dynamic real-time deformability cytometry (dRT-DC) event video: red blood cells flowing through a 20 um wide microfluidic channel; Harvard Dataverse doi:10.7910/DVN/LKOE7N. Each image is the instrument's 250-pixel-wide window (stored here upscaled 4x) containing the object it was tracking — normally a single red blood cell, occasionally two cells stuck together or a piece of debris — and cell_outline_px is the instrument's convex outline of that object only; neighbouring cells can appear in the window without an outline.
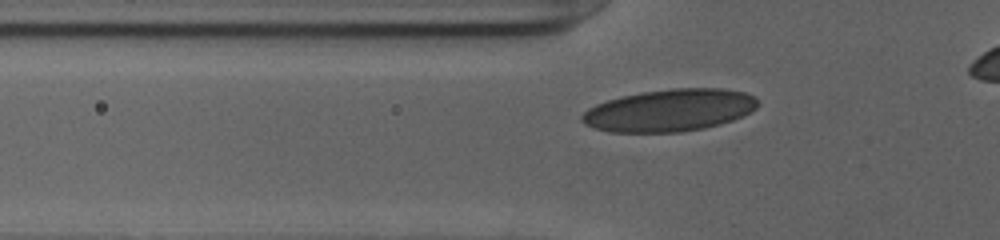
{"species": "human", "species_latin": "Homo sapiens", "temperature_condition": "cold", "stored_images_in_passage": 32, "camera_frame_rate_fps": 3000, "um_per_image_px": 0.085, "donor": {"sex": "female"}, "frame": {"image": 1, "passage_image": 2, "time_ms": 0.333, "image_size_px": [1000, 240], "cell_outline_px": [[760, 104], [756, 108], [744, 116], [720, 124], [704, 128], [680, 132], [608, 132], [584, 124], [580, 120], [580, 116], [588, 108], [596, 104], [608, 100], [624, 96], [644, 92], [672, 88], [720, 88], [744, 92], [756, 96]], "centroid_in_image_um": [56.94, 9.38], "position_along_channel_um": 68.9, "area_um2": 43.35}}
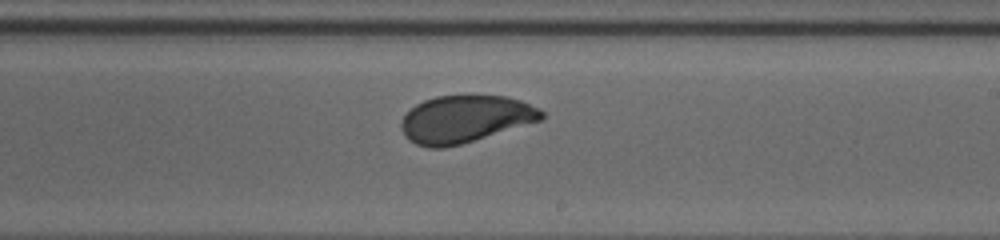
{"frame": {"image": 2, "passage_image": 16, "time_ms": 5.0, "image_size_px": [1000, 240], "cell_outline_px": [[544, 116], [540, 120], [460, 144], [444, 148], [428, 148], [416, 144], [408, 140], [404, 136], [400, 128], [400, 124], [404, 116], [416, 104], [424, 100], [436, 96], [508, 96], [520, 100], [540, 108], [544, 112]], "centroid_in_image_um": [39.5, 10.12], "position_along_channel_um": 249.5, "area_um2": 38.32}}
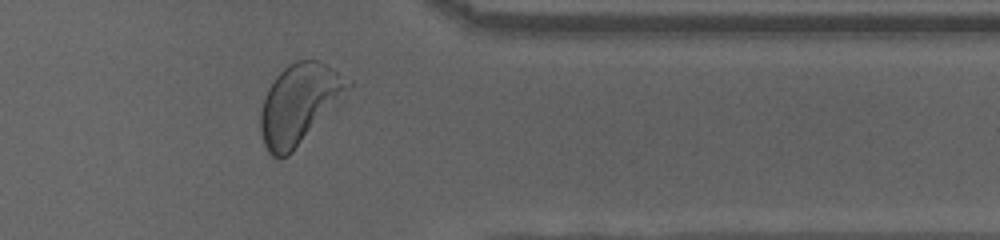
{"frame": {"image": 3, "passage_image": 27, "time_ms": 8.667, "image_size_px": [1000, 240], "cell_outline_px": [[352, 84], [292, 152], [288, 156], [280, 160], [272, 156], [268, 152], [264, 144], [260, 132], [260, 112], [268, 88], [276, 76], [284, 68], [296, 60], [316, 60], [324, 64], [352, 80]], "centroid_in_image_um": [25.36, 8.84], "position_along_channel_um": 386.0, "area_um2": 39.54}}